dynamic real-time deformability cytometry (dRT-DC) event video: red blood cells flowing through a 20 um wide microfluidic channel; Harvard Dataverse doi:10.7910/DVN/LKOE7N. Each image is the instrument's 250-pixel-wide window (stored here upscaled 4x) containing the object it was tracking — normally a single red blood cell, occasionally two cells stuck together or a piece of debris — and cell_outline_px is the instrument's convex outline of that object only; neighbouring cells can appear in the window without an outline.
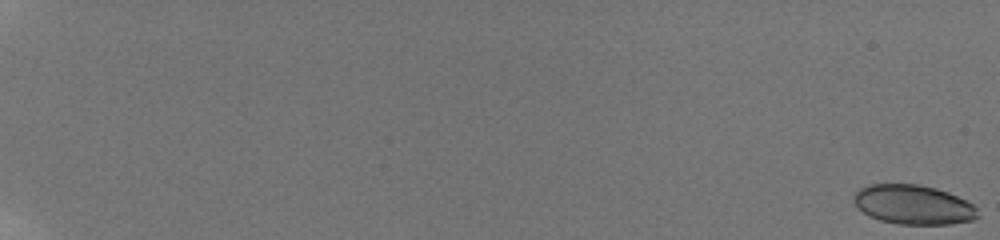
{"species": "human", "species_latin": "Homo sapiens", "temperature_condition": "room temperature", "stored_images_in_passage": 45, "camera_frame_rate_fps": 3000, "um_per_image_px": 0.085, "donor": {"sex": "male"}, "frame": {"image": 1, "passage_image": 1, "time_ms": 0.0, "image_size_px": [1000, 240], "cell_outline_px": [[980, 216], [972, 220], [952, 224], [896, 224], [880, 220], [868, 216], [852, 200], [852, 196], [860, 188], [872, 184], [920, 184], [936, 188], [948, 192], [972, 204], [976, 208]], "centroid_in_image_um": [77.63, 17.4], "position_along_channel_um": 7.4, "area_um2": 28.5}}
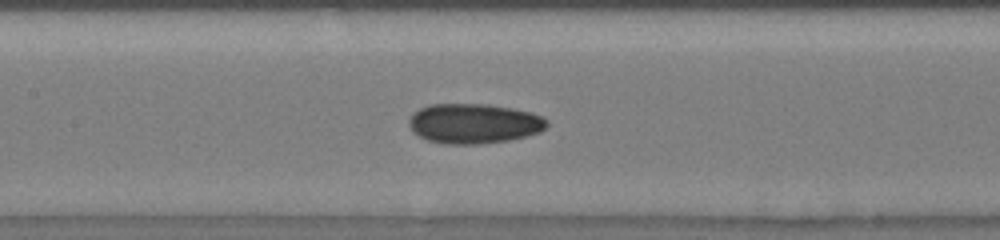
{"frame": {"image": 2, "passage_image": 27, "time_ms": 11.0, "image_size_px": [1000, 240], "cell_outline_px": [[548, 124], [540, 132], [528, 136], [508, 140], [480, 144], [444, 144], [428, 140], [412, 132], [408, 124], [408, 120], [412, 112], [428, 104], [488, 104], [512, 108], [532, 112], [548, 120]], "centroid_in_image_um": [40.26, 10.49], "position_along_channel_um": 167.1, "area_um2": 32.37}}
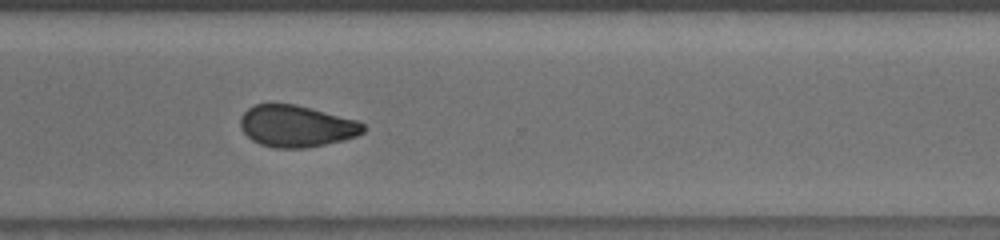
{"frame": {"image": 3, "passage_image": 39, "time_ms": 15.667, "image_size_px": [1000, 240], "cell_outline_px": [[364, 132], [356, 136], [344, 140], [308, 148], [276, 148], [260, 144], [252, 140], [240, 128], [240, 116], [248, 108], [256, 104], [296, 104], [312, 108], [356, 120], [364, 124]], "centroid_in_image_um": [25.18, 10.72], "position_along_channel_um": 345.4, "area_um2": 29.88}, "authors_computed_cell_mechanics": {"area_um2": 29.8826, "velocity_mm_per_s": 3.8313, "shape_relaxation_time_tau1_ms": null, "shape_relaxation_time_tau2_ms": 2.277, "deformation_change_tau1": null, "deformation_change_tau2": 0.0738}}